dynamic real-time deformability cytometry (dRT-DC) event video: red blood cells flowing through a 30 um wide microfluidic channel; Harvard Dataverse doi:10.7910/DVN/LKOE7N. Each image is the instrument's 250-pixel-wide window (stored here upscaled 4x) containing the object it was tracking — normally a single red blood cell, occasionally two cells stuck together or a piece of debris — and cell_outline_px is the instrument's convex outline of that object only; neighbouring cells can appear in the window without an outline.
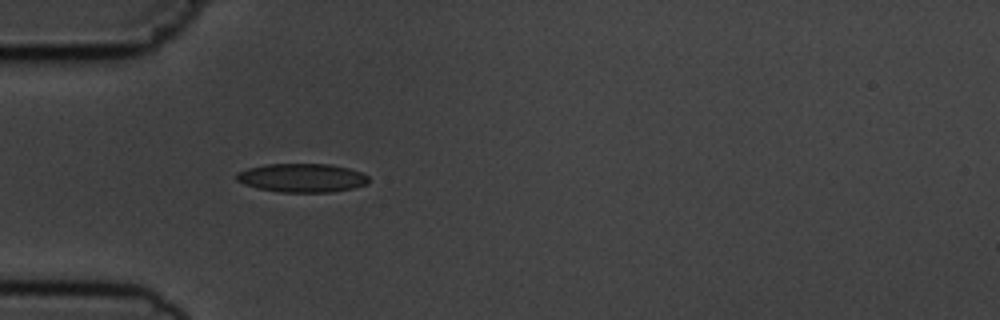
{"species": "common noctule bat (a hibernating species)", "species_latin": "Nyctalus noctula", "temperature_condition": "cold", "stored_images_in_passage": 5, "camera_frame_rate_fps": 3000, "um_per_image_px": 0.085, "animal": {"sex": "male", "body_mass_g": 19.5, "forearm_length_mm": 54.6}, "frame": {"image": 1, "passage_image": 5, "time_ms": 4.667, "image_size_px": [1000, 320], "cell_outline_px": [[368, 184], [352, 188], [332, 192], [280, 192], [256, 188], [244, 184], [236, 180], [236, 172], [248, 168], [264, 164], [328, 164], [348, 168], [360, 172], [368, 176]], "centroid_in_image_um": [25.64, 15.12], "position_along_channel_um": 59.4, "area_um2": 22.14}}